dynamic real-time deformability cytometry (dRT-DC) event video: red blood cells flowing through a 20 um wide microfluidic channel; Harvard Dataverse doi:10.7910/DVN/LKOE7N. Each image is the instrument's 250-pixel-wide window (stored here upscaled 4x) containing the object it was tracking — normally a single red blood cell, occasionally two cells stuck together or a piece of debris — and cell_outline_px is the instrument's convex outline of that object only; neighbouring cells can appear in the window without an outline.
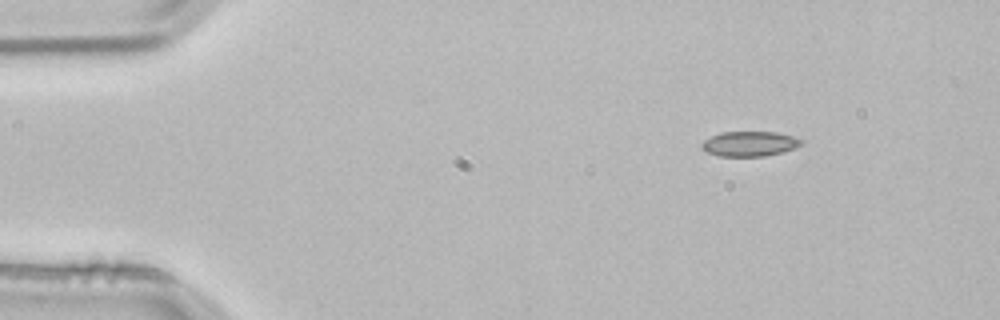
{"species": "common noctule bat (a hibernating species)", "species_latin": "Nyctalus noctula", "temperature_condition": "room temperature", "stored_images_in_passage": 3, "camera_frame_rate_fps": 3000, "um_per_image_px": 0.085, "animal": {"sex": "male", "body_mass_g": 21.5, "forearm_length_mm": 52.0}, "frame": {"image": 1, "passage_image": 1, "time_ms": 0.0, "image_size_px": [1000, 320], "cell_outline_px": [[804, 144], [796, 148], [764, 156], [720, 156], [708, 152], [700, 148], [700, 144], [704, 140], [720, 132], [776, 132], [792, 136], [804, 140]], "centroid_in_image_um": [63.73, 12.22], "position_along_channel_um": 21.3, "area_um2": 14.51}}